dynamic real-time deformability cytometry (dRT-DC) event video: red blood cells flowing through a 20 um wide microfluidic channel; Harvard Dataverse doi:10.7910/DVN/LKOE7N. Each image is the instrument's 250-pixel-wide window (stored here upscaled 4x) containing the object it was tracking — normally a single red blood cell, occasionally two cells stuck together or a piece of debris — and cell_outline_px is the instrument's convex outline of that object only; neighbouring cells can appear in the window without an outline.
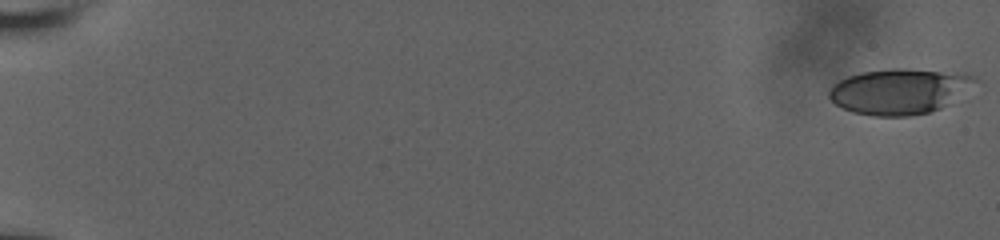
{"species": "human", "species_latin": "Homo sapiens", "temperature_condition": "room temperature", "stored_images_in_passage": 57, "camera_frame_rate_fps": 3000, "um_per_image_px": 0.085, "donor": {"sex": "male"}, "frame": {"image": 1, "passage_image": 1, "time_ms": 0.0, "image_size_px": [1000, 240], "cell_outline_px": [[980, 80], [940, 108], [928, 112], [908, 116], [876, 116], [852, 112], [836, 104], [828, 96], [828, 92], [832, 84], [848, 76], [860, 72], [892, 68], [900, 68], [940, 72], [976, 76]], "centroid_in_image_um": [76.36, 7.76], "position_along_channel_um": 8.6, "area_um2": 37.97}}
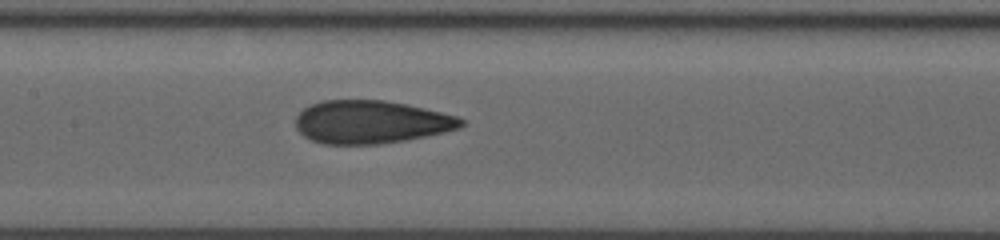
{"frame": {"image": 2, "passage_image": 31, "time_ms": 10.0, "image_size_px": [1000, 240], "cell_outline_px": [[464, 124], [460, 128], [444, 132], [404, 140], [380, 144], [324, 144], [312, 140], [304, 136], [296, 128], [296, 116], [304, 108], [312, 104], [324, 100], [384, 100], [408, 104], [460, 116], [464, 120]], "centroid_in_image_um": [31.56, 10.36], "position_along_channel_um": 175.8, "area_um2": 41.56}}
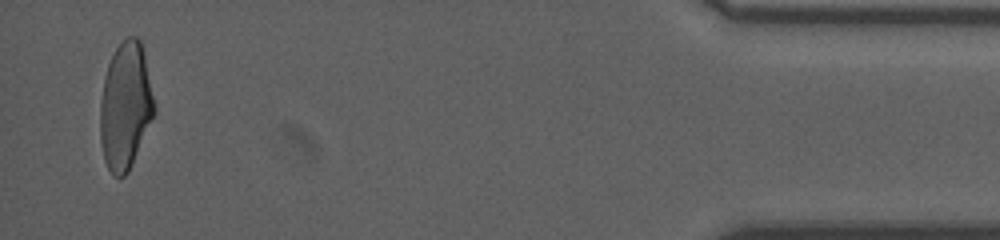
{"frame": {"image": 3, "passage_image": 56, "time_ms": 18.333, "image_size_px": [1000, 240], "cell_outline_px": [[156, 112], [128, 172], [124, 176], [112, 176], [104, 160], [100, 140], [100, 104], [104, 76], [108, 64], [116, 48], [128, 36], [136, 36], [140, 40], [144, 52], [156, 108]], "centroid_in_image_um": [10.66, 9.02], "position_along_channel_um": 424.5, "area_um2": 40.11}, "authors_computed_cell_mechanics": {"area_um2": 40.3444, "velocity_mm_per_s": 3.8437, "shape_relaxation_time_tau1_ms": null, "shape_relaxation_time_tau2_ms": 1.2681, "deformation_change_tau1": null, "deformation_change_tau2": 0.0839}}